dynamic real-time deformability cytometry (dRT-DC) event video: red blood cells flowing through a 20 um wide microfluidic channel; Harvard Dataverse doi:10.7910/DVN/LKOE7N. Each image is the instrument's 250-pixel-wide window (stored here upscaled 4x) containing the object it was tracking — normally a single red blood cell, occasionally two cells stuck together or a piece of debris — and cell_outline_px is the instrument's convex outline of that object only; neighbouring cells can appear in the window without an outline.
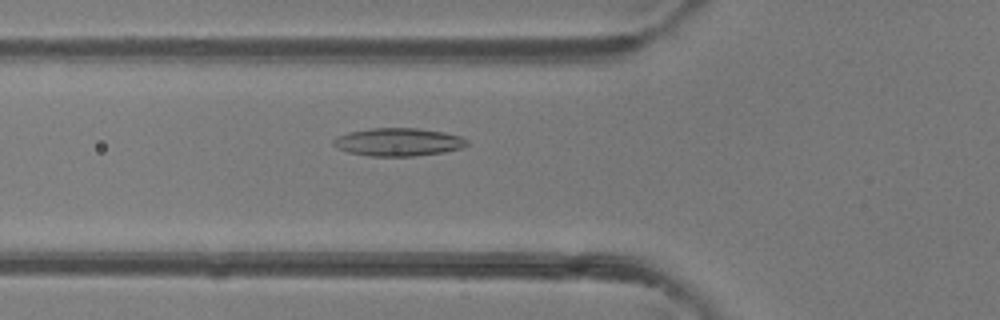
{"species": "common noctule bat (a hibernating species)", "species_latin": "Nyctalus noctula", "temperature_condition": "room temperature", "stored_images_in_passage": 45, "camera_frame_rate_fps": 3000, "um_per_image_px": 0.085, "animal": {"sex": "female"}, "frame": {"image": 1, "passage_image": 15, "time_ms": 4.667, "image_size_px": [1000, 320], "cell_outline_px": [[468, 144], [464, 148], [444, 152], [412, 156], [368, 156], [348, 152], [336, 148], [332, 144], [332, 140], [336, 136], [348, 132], [372, 128], [416, 128], [444, 132], [460, 136], [468, 140]], "centroid_in_image_um": [33.84, 12.07], "position_along_channel_um": 92.0, "area_um2": 21.96}}
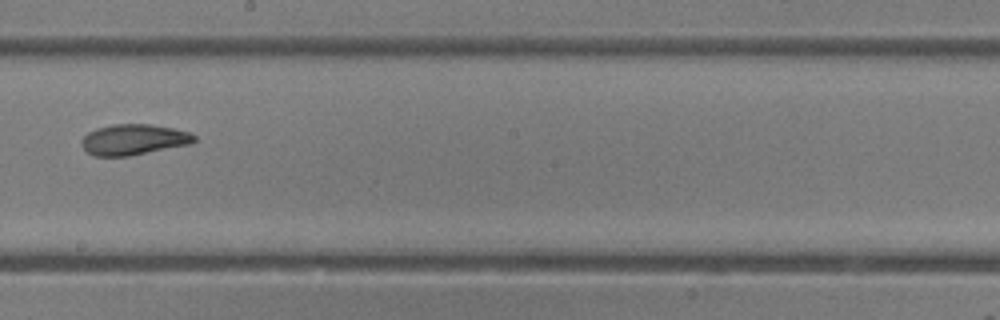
{"frame": {"image": 2, "passage_image": 25, "time_ms": 8.0, "image_size_px": [1000, 320], "cell_outline_px": [[196, 140], [192, 144], [128, 156], [92, 156], [80, 144], [80, 140], [88, 132], [96, 128], [112, 124], [152, 124], [172, 128], [188, 132], [196, 136]], "centroid_in_image_um": [11.34, 11.86], "position_along_channel_um": 236.9, "area_um2": 20.29}}
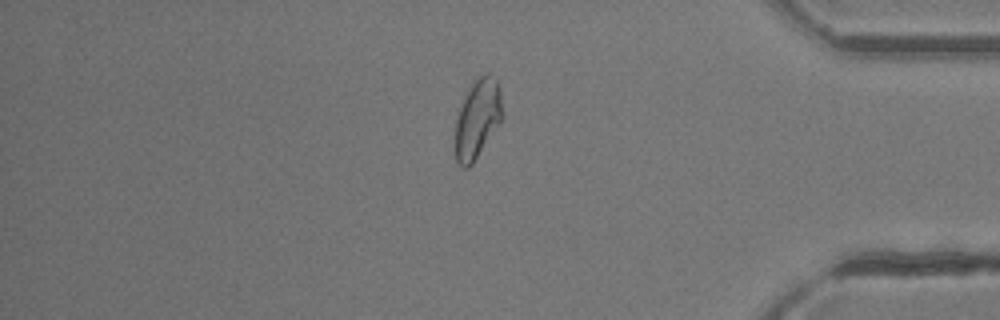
{"frame": {"image": 3, "passage_image": 38, "time_ms": 12.333, "image_size_px": [1000, 320], "cell_outline_px": [[504, 116], [472, 164], [468, 168], [464, 168], [456, 160], [456, 116], [460, 104], [476, 76], [488, 72], [496, 76], [500, 88]], "centroid_in_image_um": [40.61, 10.01], "position_along_channel_um": 394.6, "area_um2": 21.91}, "authors_computed_cell_mechanics": {"area_um2": 21.9062, "velocity_mm_per_s": 4.3395, "shape_relaxation_time_tau1_ms": 5.3981, "shape_relaxation_time_tau2_ms": 2.4079, "deformation_change_tau1": 0.1405, "deformation_change_tau2": 0.0847}}